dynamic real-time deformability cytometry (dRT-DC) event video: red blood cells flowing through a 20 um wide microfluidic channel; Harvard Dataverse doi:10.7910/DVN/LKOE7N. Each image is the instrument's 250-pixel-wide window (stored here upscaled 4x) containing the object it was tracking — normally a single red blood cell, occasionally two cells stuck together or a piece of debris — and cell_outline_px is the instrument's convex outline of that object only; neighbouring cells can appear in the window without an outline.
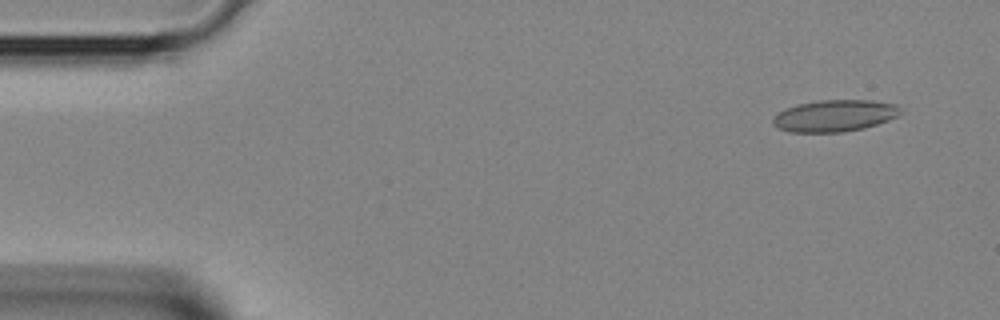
{"species": "Egyptian fruit bat (a non-hibernating species)", "species_latin": "Rousettus aegyptiacus", "temperature_condition": "room temperature", "stored_images_in_passage": 3, "camera_frame_rate_fps": 3000, "um_per_image_px": 0.085, "animal": {"sex": "female"}, "frame": {"image": 1, "passage_image": 1, "time_ms": 0.0, "image_size_px": [1000, 320], "cell_outline_px": [[900, 112], [896, 116], [888, 120], [864, 128], [844, 132], [788, 132], [776, 128], [772, 124], [772, 116], [796, 104], [820, 100], [872, 100], [896, 104], [900, 108]], "centroid_in_image_um": [70.9, 9.84], "position_along_channel_um": 14.1, "area_um2": 23.64}}
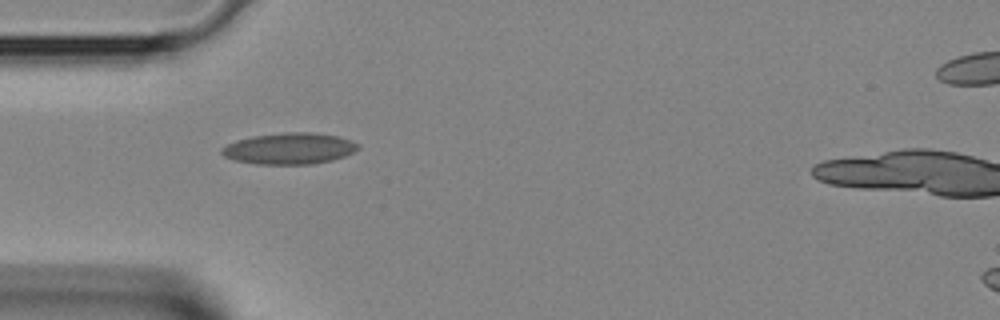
{"frame": {"image": 2, "passage_image": 3, "time_ms": 0.667, "image_size_px": [1000, 320], "cell_outline_px": [[360, 148], [344, 156], [332, 160], [312, 164], [256, 164], [236, 160], [224, 156], [220, 152], [220, 148], [236, 140], [252, 136], [284, 132], [312, 132], [340, 136], [352, 140], [360, 144]], "centroid_in_image_um": [24.62, 12.61], "position_along_channel_um": 60.4, "area_um2": 25.03}}